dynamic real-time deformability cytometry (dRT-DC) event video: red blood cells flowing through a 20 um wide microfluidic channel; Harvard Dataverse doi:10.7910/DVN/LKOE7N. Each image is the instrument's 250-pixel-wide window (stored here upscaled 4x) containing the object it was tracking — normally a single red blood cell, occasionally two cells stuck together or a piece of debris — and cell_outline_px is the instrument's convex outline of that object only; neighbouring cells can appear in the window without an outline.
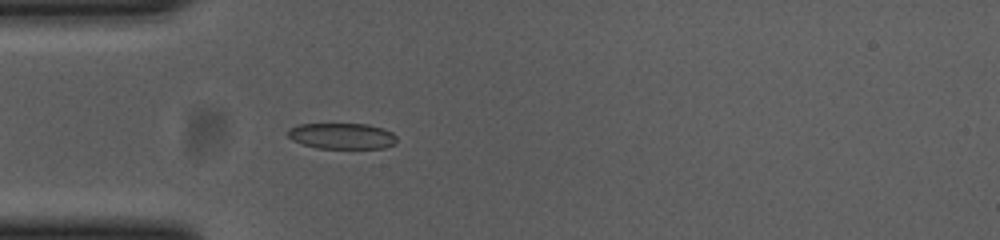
{"species": "common noctule bat (a hibernating species)", "species_latin": "Nyctalus noctula", "temperature_condition": "cold", "stored_images_in_passage": 40, "camera_frame_rate_fps": 3000, "um_per_image_px": 0.085, "animal": {"sex": "female", "body_mass_g": 23.0, "forearm_length_mm": 53.4}, "frame": {"image": 1, "passage_image": 1, "time_ms": 0.0, "image_size_px": [1000, 240], "cell_outline_px": [[396, 144], [384, 148], [316, 148], [292, 140], [288, 136], [288, 128], [300, 124], [368, 124], [384, 128], [392, 132], [396, 136]], "centroid_in_image_um": [29.09, 11.56], "position_along_channel_um": 55.9, "area_um2": 16.53}}
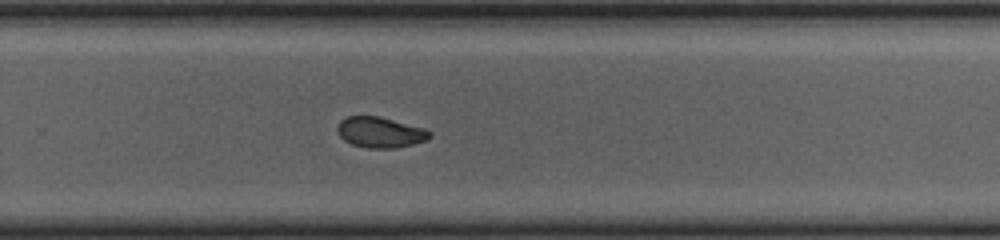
{"frame": {"image": 2, "passage_image": 21, "time_ms": 6.667, "image_size_px": [1000, 240], "cell_outline_px": [[432, 136], [428, 140], [396, 148], [368, 148], [352, 144], [344, 140], [336, 132], [336, 128], [340, 120], [348, 116], [380, 116], [424, 128], [432, 132]], "centroid_in_image_um": [32.32, 11.24], "position_along_channel_um": 297.5, "area_um2": 16.65}}
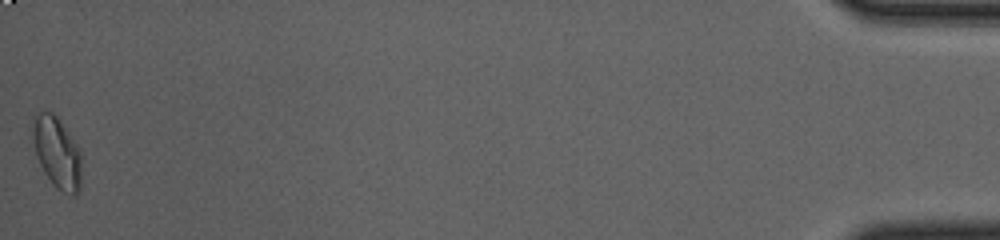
{"frame": {"image": 3, "passage_image": 40, "time_ms": 13.0, "image_size_px": [1000, 240], "cell_outline_px": [[80, 188], [76, 196], [72, 196], [56, 188], [52, 184], [44, 172], [36, 156], [32, 136], [32, 128], [36, 116], [40, 112], [52, 112], [56, 116], [80, 148]], "centroid_in_image_um": [4.85, 13.0], "position_along_channel_um": 430.3, "area_um2": 20.06}, "authors_computed_cell_mechanics": {"area_um2": 16.9643, "velocity_mm_per_s": 3.6928, "shape_relaxation_time_tau1_ms": 7.775, "shape_relaxation_time_tau2_ms": 2.5655, "deformation_change_tau1": 0.159, "deformation_change_tau2": 0.0603}}